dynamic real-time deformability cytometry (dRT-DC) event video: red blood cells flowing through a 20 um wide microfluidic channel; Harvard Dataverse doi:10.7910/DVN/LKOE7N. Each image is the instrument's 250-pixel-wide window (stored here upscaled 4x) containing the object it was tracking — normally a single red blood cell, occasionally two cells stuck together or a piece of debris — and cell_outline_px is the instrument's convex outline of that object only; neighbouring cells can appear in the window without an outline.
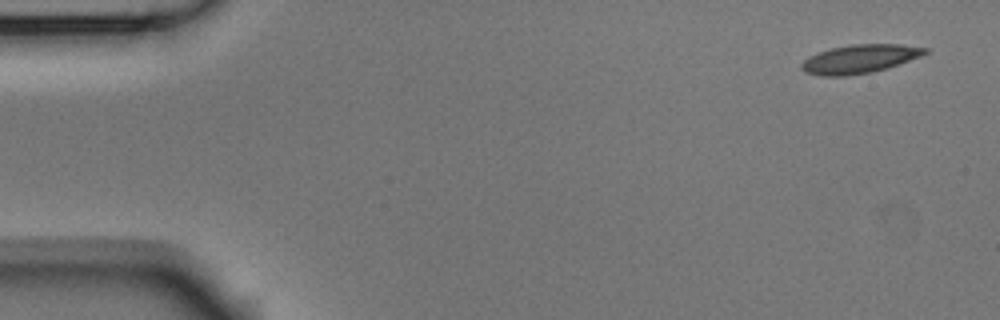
{"species": "Egyptian fruit bat (a non-hibernating species)", "species_latin": "Rousettus aegyptiacus", "temperature_condition": "room temperature", "stored_images_in_passage": 6, "camera_frame_rate_fps": 3000, "um_per_image_px": 0.085, "animal": {"sex": "male"}, "frame": {"image": 1, "passage_image": 1, "time_ms": 0.0, "image_size_px": [1000, 320], "cell_outline_px": [[928, 52], [920, 56], [888, 68], [872, 72], [848, 76], [820, 76], [804, 72], [800, 68], [800, 64], [804, 60], [820, 52], [832, 48], [852, 44], [900, 44], [928, 48]], "centroid_in_image_um": [73.06, 5.02], "position_along_channel_um": 11.9, "area_um2": 20.52}}
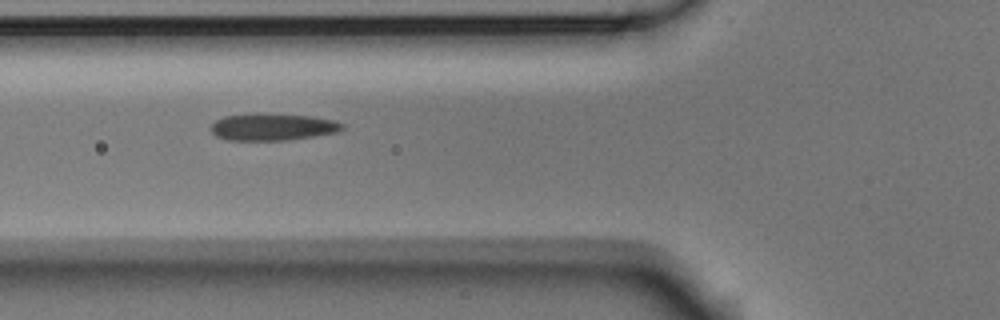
{"frame": {"image": 2, "passage_image": 5, "time_ms": 1.333, "image_size_px": [1000, 320], "cell_outline_px": [[344, 128], [336, 132], [288, 140], [228, 140], [216, 136], [208, 128], [216, 120], [224, 116], [256, 112], [312, 116], [336, 120], [344, 124]], "centroid_in_image_um": [23.15, 10.77], "position_along_channel_um": 102.7, "area_um2": 20.98}}
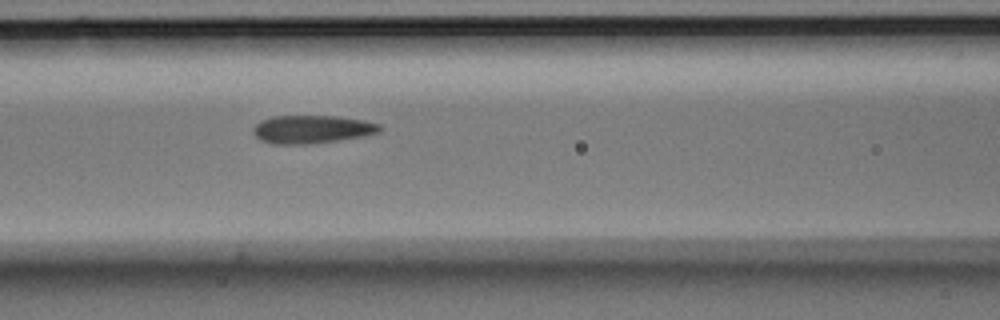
{"frame": {"image": 3, "passage_image": 6, "time_ms": 1.667, "image_size_px": [1000, 320], "cell_outline_px": [[380, 132], [364, 136], [308, 144], [272, 144], [260, 140], [252, 132], [252, 128], [260, 120], [272, 116], [336, 116], [364, 120], [380, 124]], "centroid_in_image_um": [26.48, 10.98], "position_along_channel_um": 140.1, "area_um2": 20.75}}